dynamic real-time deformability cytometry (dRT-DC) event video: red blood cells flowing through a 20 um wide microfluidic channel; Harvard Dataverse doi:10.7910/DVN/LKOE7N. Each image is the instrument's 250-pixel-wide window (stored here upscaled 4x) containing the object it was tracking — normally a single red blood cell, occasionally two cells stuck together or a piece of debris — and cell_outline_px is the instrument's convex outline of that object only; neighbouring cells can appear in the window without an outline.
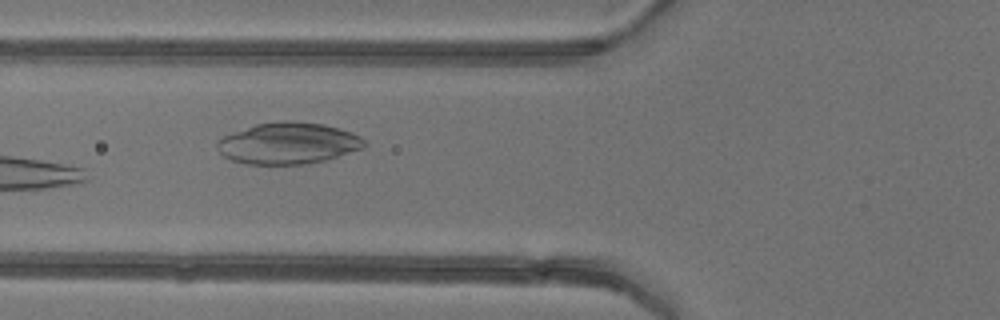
{"species": "common noctule bat (a hibernating species)", "species_latin": "Nyctalus noctula", "temperature_condition": "warm", "stored_images_in_passage": 8, "camera_frame_rate_fps": 3000, "um_per_image_px": 0.085, "animal": {"sex": "female"}, "frame": {"image": 1, "passage_image": 6, "time_ms": 6.0, "image_size_px": [1000, 320], "cell_outline_px": [[364, 148], [324, 160], [304, 164], [248, 164], [232, 160], [224, 156], [216, 148], [216, 140], [232, 132], [256, 124], [284, 120], [292, 120], [324, 124], [340, 128], [352, 132], [360, 136], [364, 140]], "centroid_in_image_um": [24.47, 12.16], "position_along_channel_um": 101.3, "area_um2": 35.6}}
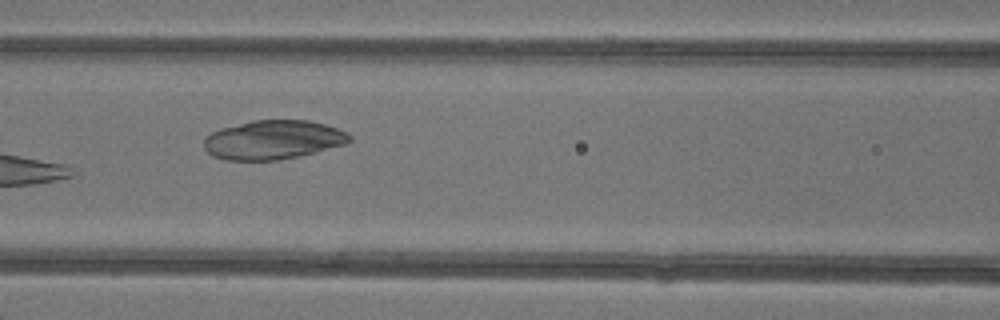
{"frame": {"image": 2, "passage_image": 7, "time_ms": 7.0, "image_size_px": [1000, 320], "cell_outline_px": [[352, 140], [348, 144], [300, 156], [276, 160], [224, 160], [212, 156], [204, 148], [204, 140], [212, 132], [220, 128], [252, 120], [308, 120], [324, 124], [348, 132], [352, 136]], "centroid_in_image_um": [23.24, 11.89], "position_along_channel_um": 143.4, "area_um2": 33.35}}
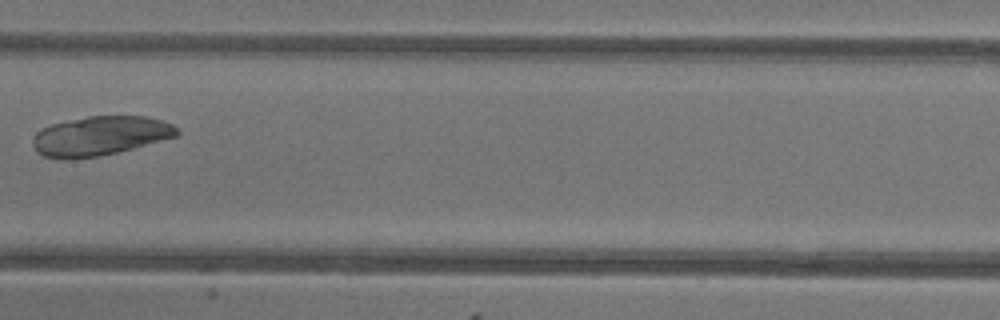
{"frame": {"image": 3, "passage_image": 8, "time_ms": 8.333, "image_size_px": [1000, 320], "cell_outline_px": [[180, 136], [100, 156], [76, 160], [68, 160], [44, 156], [36, 152], [32, 144], [32, 140], [36, 132], [52, 124], [88, 116], [144, 116], [160, 120], [172, 124], [180, 132]], "centroid_in_image_um": [8.5, 11.57], "position_along_channel_um": 198.9, "area_um2": 33.12}}